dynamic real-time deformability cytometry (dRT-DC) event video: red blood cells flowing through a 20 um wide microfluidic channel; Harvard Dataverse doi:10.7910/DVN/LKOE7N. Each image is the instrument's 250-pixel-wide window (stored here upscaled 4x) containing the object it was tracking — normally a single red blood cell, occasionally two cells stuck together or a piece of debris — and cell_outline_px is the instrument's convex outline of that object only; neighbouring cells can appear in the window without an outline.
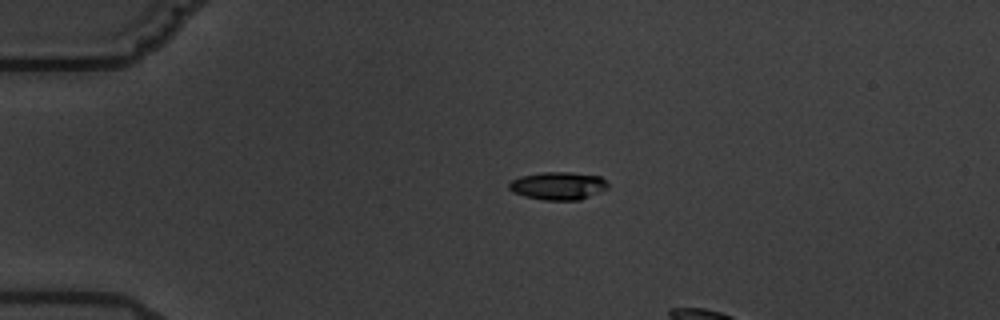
{"species": "common noctule bat (a hibernating species)", "species_latin": "Nyctalus noctula", "temperature_condition": "warm", "stored_images_in_passage": 3, "camera_frame_rate_fps": 3000, "um_per_image_px": 0.085, "animal": {"sex": "male", "body_mass_g": 19.5, "forearm_length_mm": 54.6}, "frame": {"image": 1, "passage_image": 1, "time_ms": 0.0, "image_size_px": [1000, 320], "cell_outline_px": [[608, 188], [580, 200], [544, 200], [524, 196], [512, 192], [508, 188], [508, 184], [512, 180], [520, 176], [544, 172], [572, 172], [600, 176], [608, 184]], "centroid_in_image_um": [47.42, 15.79], "position_along_channel_um": 37.6, "area_um2": 16.07}}